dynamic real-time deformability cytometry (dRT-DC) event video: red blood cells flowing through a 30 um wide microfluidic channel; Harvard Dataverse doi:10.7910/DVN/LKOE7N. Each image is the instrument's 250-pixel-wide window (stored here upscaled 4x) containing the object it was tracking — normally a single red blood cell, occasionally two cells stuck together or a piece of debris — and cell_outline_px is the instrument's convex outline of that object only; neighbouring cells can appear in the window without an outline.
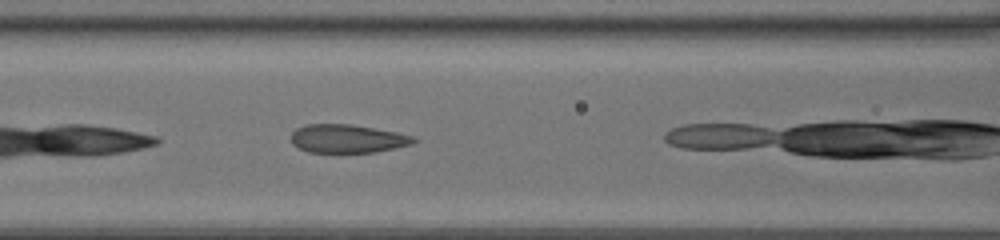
{"species": "common noctule bat (a hibernating species)", "species_latin": "Nyctalus noctula", "temperature_condition": "room temperature", "stored_images_in_passage": 9, "camera_frame_rate_fps": 3000, "um_per_image_px": 0.085, "animal": {"sex": "female", "body_mass_g": 20.0, "forearm_length_mm": 54.0}, "frame": {"image": 1, "passage_image": 6, "time_ms": 1.667, "image_size_px": [1000, 240], "cell_outline_px": [[416, 140], [412, 144], [372, 152], [308, 152], [292, 144], [292, 132], [296, 128], [304, 124], [352, 124], [396, 132], [412, 136]], "centroid_in_image_um": [29.48, 11.77], "position_along_channel_um": 137.1, "area_um2": 20.06}}